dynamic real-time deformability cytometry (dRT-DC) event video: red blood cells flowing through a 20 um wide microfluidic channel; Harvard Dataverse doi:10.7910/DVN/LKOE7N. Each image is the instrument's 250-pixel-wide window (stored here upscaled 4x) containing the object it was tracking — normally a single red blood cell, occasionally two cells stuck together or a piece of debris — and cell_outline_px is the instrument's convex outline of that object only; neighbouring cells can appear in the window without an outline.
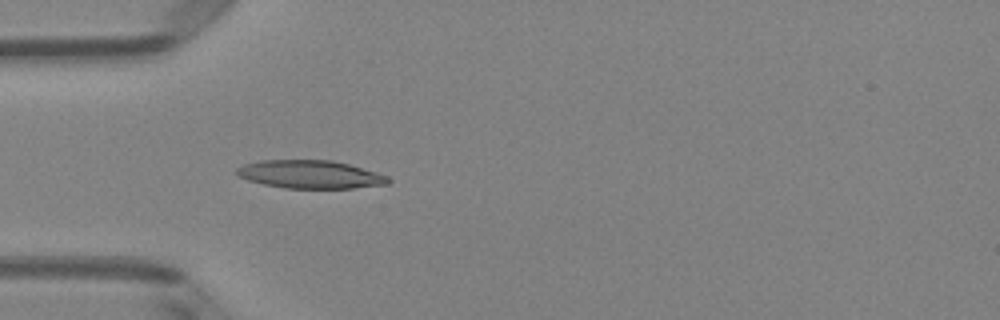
{"species": "Egyptian fruit bat (a non-hibernating species)", "species_latin": "Rousettus aegyptiacus", "temperature_condition": "room temperature", "stored_images_in_passage": 42, "camera_frame_rate_fps": 3000, "um_per_image_px": 0.085, "animal": {"sex": "female"}, "frame": {"image": 1, "passage_image": 14, "time_ms": 4.333, "image_size_px": [1000, 320], "cell_outline_px": [[392, 180], [388, 184], [352, 188], [284, 188], [264, 184], [248, 180], [240, 176], [236, 172], [236, 168], [244, 164], [260, 160], [332, 160], [348, 164], [376, 172], [388, 176]], "centroid_in_image_um": [26.38, 14.82], "position_along_channel_um": 58.6, "area_um2": 24.74}}
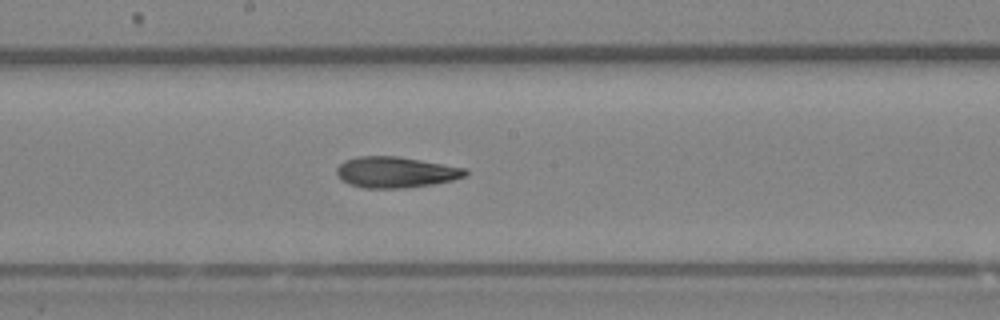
{"frame": {"image": 2, "passage_image": 26, "time_ms": 8.333, "image_size_px": [1000, 320], "cell_outline_px": [[468, 176], [436, 184], [404, 188], [364, 188], [348, 184], [340, 180], [336, 172], [336, 168], [344, 160], [356, 156], [396, 156], [468, 168]], "centroid_in_image_um": [33.64, 14.64], "position_along_channel_um": 214.6, "area_um2": 23.52}}
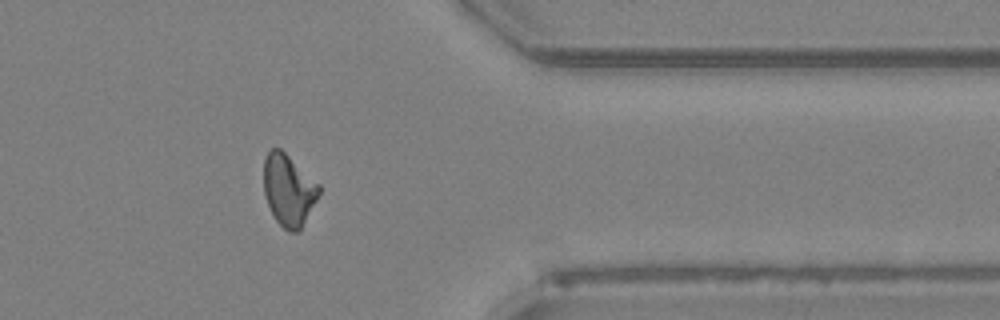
{"frame": {"image": 3, "passage_image": 40, "time_ms": 13.0, "image_size_px": [1000, 320], "cell_outline_px": [[320, 192], [316, 200], [300, 228], [296, 232], [288, 232], [276, 220], [268, 204], [264, 192], [264, 156], [272, 148], [280, 148], [320, 184]], "centroid_in_image_um": [24.52, 16.12], "position_along_channel_um": 386.9, "area_um2": 22.72}, "authors_computed_cell_mechanics": {"area_um2": 23.2934, "velocity_mm_per_s": 4.0019, "shape_relaxation_time_tau1_ms": null, "shape_relaxation_time_tau2_ms": 6.1968, "deformation_change_tau1": null, "deformation_change_tau2": 0.1513}}